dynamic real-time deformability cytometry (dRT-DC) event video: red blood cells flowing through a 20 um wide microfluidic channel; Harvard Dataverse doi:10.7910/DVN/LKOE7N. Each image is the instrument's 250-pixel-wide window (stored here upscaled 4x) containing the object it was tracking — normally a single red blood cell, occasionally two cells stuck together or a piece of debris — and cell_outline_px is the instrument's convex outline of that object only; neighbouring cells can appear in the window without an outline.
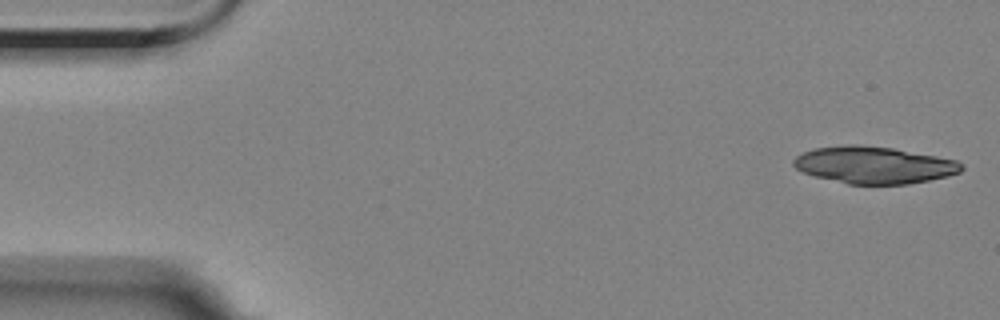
{"species": "Egyptian fruit bat (a non-hibernating species)", "species_latin": "Rousettus aegyptiacus", "temperature_condition": "room temperature", "stored_images_in_passage": 6, "camera_frame_rate_fps": 3000, "um_per_image_px": 0.085, "animal": {"sex": "female"}, "frame": {"image": 1, "passage_image": 1, "time_ms": 0.0, "image_size_px": [1000, 320], "cell_outline_px": [[964, 168], [960, 172], [948, 176], [908, 184], [848, 184], [816, 176], [804, 172], [796, 168], [792, 164], [792, 160], [796, 156], [804, 152], [816, 148], [848, 144], [856, 144], [892, 148], [936, 156], [956, 160], [964, 164]], "centroid_in_image_um": [74.3, 14.02], "position_along_channel_um": 10.7, "area_um2": 36.07}}